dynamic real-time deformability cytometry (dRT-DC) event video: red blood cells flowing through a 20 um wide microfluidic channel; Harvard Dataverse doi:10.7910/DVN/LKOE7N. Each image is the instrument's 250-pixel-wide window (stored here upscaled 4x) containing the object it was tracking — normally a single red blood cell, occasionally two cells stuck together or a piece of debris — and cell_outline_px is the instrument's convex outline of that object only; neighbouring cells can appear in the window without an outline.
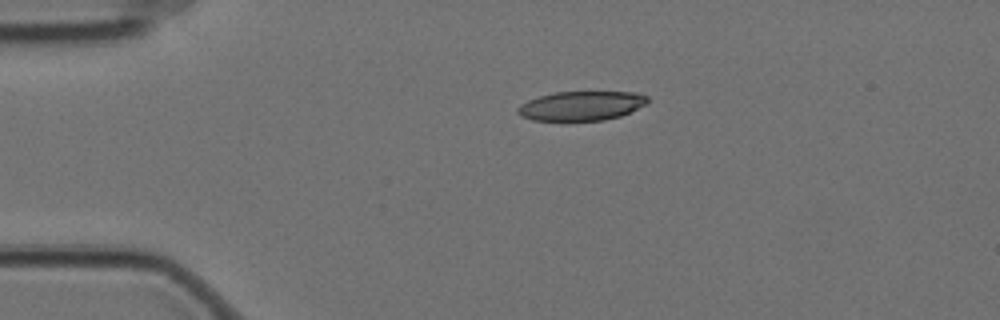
{"species": "Egyptian fruit bat (a non-hibernating species)", "species_latin": "Rousettus aegyptiacus", "temperature_condition": "cold", "stored_images_in_passage": 2, "camera_frame_rate_fps": 3000, "um_per_image_px": 0.085, "animal": {"sex": "female"}, "frame": {"image": 1, "passage_image": 1, "time_ms": 0.0, "image_size_px": [1000, 320], "cell_outline_px": [[648, 100], [644, 104], [620, 116], [604, 120], [532, 120], [520, 116], [516, 112], [516, 108], [520, 104], [528, 100], [540, 96], [556, 92], [636, 92], [648, 96]], "centroid_in_image_um": [49.36, 8.99], "position_along_channel_um": 35.6, "area_um2": 21.96}}